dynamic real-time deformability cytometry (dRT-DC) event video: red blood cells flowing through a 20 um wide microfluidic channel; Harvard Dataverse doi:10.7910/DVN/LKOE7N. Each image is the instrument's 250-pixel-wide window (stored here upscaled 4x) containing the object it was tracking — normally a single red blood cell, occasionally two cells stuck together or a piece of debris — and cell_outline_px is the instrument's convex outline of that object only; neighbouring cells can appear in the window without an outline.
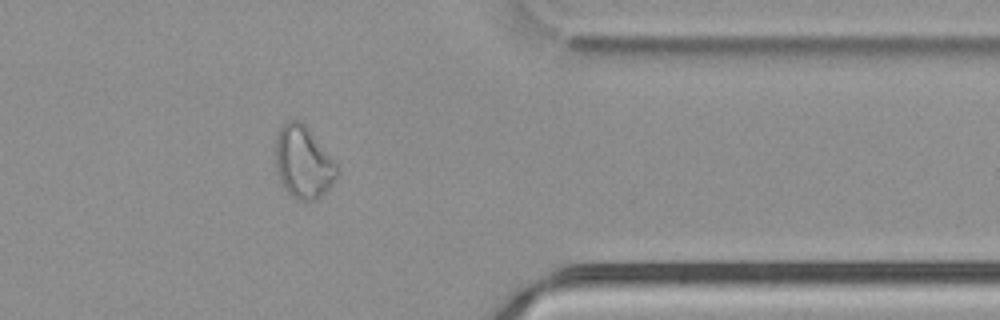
{"species": "common noctule bat (a hibernating species)", "species_latin": "Nyctalus noctula", "temperature_condition": "cold", "stored_images_in_passage": 47, "camera_frame_rate_fps": 3000, "um_per_image_px": 0.085, "animal": {"sex": "male", "body_mass_g": 21.5, "forearm_length_mm": 52.0}, "frame": {"image": 1, "passage_image": 40, "time_ms": 13.0, "image_size_px": [1000, 320], "cell_outline_px": [[340, 168], [332, 184], [320, 196], [312, 200], [296, 200], [284, 188], [276, 172], [276, 136], [280, 128], [288, 120], [300, 120], [304, 124]], "centroid_in_image_um": [25.76, 13.8], "position_along_channel_um": 385.6, "area_um2": 25.55}}